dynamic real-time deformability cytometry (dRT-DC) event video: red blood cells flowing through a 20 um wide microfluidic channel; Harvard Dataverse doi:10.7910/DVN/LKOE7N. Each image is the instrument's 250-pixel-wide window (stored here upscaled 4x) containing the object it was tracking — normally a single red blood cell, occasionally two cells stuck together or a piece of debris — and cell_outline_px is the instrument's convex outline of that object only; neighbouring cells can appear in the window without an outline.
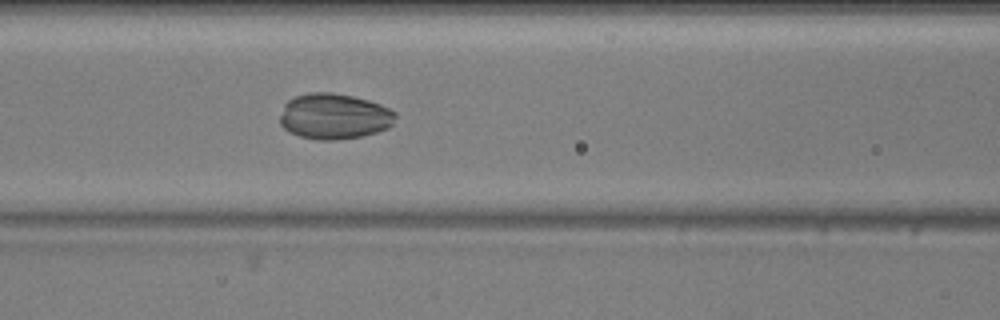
{"species": "common noctule bat (a hibernating species)", "species_latin": "Nyctalus noctula", "temperature_condition": "warm", "stored_images_in_passage": 40, "camera_frame_rate_fps": 3000, "um_per_image_px": 0.085, "animal": {"sex": "male", "body_mass_g": 20.5, "forearm_length_mm": 52.5}, "frame": {"image": 1, "passage_image": 8, "time_ms": 2.333, "image_size_px": [1000, 320], "cell_outline_px": [[396, 116], [392, 124], [388, 128], [376, 132], [360, 136], [336, 140], [316, 140], [300, 136], [288, 132], [280, 124], [280, 116], [284, 104], [288, 100], [296, 96], [308, 92], [332, 92], [352, 96], [368, 100], [380, 104], [396, 112]], "centroid_in_image_um": [28.38, 9.88], "position_along_channel_um": 138.2, "area_um2": 30.87}}
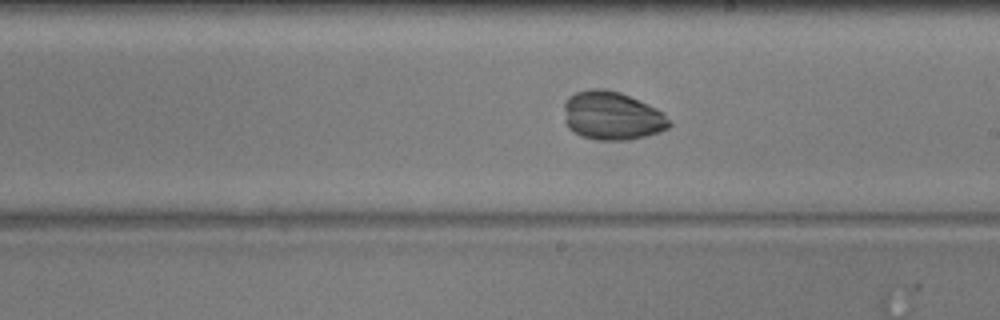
{"frame": {"image": 2, "passage_image": 16, "time_ms": 5.0, "image_size_px": [1000, 320], "cell_outline_px": [[672, 124], [668, 128], [660, 132], [628, 140], [596, 140], [580, 136], [572, 132], [568, 128], [564, 120], [564, 104], [568, 96], [576, 92], [592, 88], [604, 88], [620, 92], [640, 100], [664, 112]], "centroid_in_image_um": [52.01, 9.84], "position_along_channel_um": 237.0, "area_um2": 30.17}}
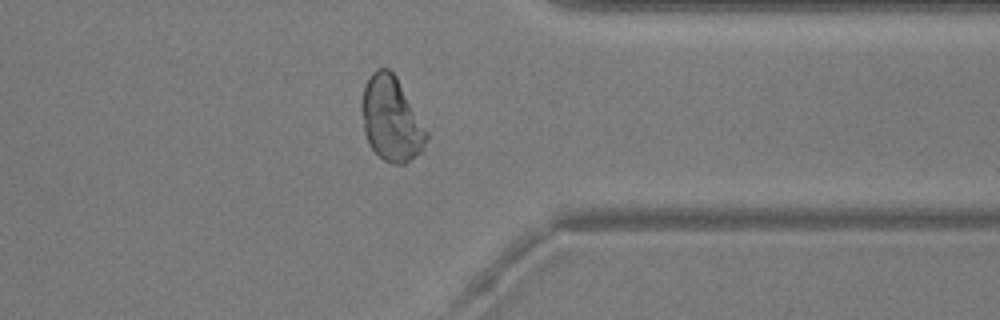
{"frame": {"image": 3, "passage_image": 28, "time_ms": 9.0, "image_size_px": [1000, 320], "cell_outline_px": [[428, 136], [420, 152], [404, 164], [392, 164], [384, 160], [368, 144], [364, 132], [360, 108], [360, 100], [364, 84], [368, 76], [376, 68], [388, 68], [396, 76], [428, 132]], "centroid_in_image_um": [33.21, 10.09], "position_along_channel_um": 378.2, "area_um2": 31.96}}